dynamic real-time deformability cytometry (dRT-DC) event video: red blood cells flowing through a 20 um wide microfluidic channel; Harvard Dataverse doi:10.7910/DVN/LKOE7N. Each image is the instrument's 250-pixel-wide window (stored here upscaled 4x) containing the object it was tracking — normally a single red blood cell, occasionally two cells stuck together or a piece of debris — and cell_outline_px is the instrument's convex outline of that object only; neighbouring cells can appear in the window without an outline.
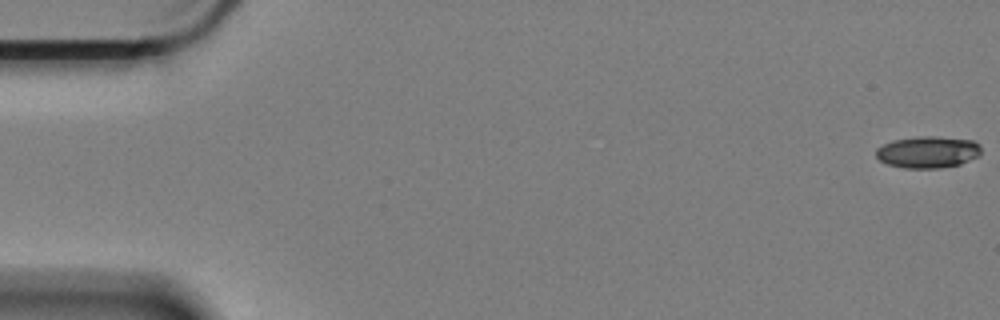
{"species": "Egyptian fruit bat (a non-hibernating species)", "species_latin": "Rousettus aegyptiacus", "temperature_condition": "cold", "stored_images_in_passage": 15, "camera_frame_rate_fps": 3000, "um_per_image_px": 0.085, "animal": {"sex": "female"}, "frame": {"image": 1, "passage_image": 1, "time_ms": 0.0, "image_size_px": [1000, 320], "cell_outline_px": [[980, 156], [960, 164], [940, 168], [904, 168], [888, 164], [880, 160], [876, 156], [876, 148], [892, 140], [920, 136], [936, 136], [972, 140], [980, 144]], "centroid_in_image_um": [78.88, 12.92], "position_along_channel_um": 6.1, "area_um2": 19.54}}